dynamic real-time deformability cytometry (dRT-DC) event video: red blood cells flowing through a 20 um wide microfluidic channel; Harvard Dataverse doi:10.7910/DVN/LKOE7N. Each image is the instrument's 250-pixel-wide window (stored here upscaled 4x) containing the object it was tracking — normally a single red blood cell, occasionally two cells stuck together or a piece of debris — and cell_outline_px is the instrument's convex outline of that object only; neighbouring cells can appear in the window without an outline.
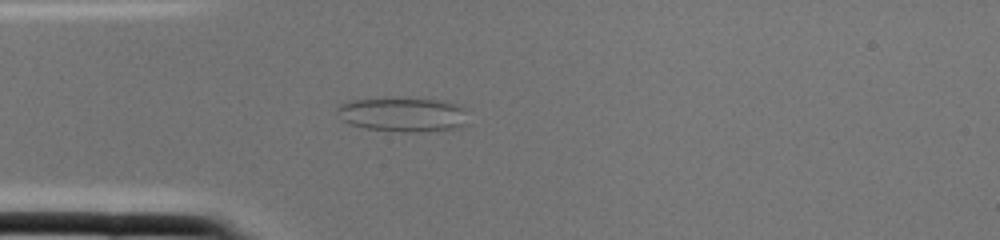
{"species": "common noctule bat (a hibernating species)", "species_latin": "Nyctalus noctula", "temperature_condition": "cold", "stored_images_in_passage": 1, "camera_frame_rate_fps": 3000, "um_per_image_px": 0.085, "animal": {"sex": "female", "body_mass_g": 22.0, "forearm_length_mm": 56.7}, "frame": {"image": 1, "passage_image": 1, "time_ms": 0.0, "image_size_px": [1000, 240], "cell_outline_px": [[468, 124], [456, 128], [424, 132], [404, 132], [364, 128], [352, 124], [344, 120], [336, 108], [340, 104], [352, 100], [436, 100], [452, 104], [464, 108]], "centroid_in_image_um": [34.28, 9.78], "position_along_channel_um": 50.7, "area_um2": 25.26}}